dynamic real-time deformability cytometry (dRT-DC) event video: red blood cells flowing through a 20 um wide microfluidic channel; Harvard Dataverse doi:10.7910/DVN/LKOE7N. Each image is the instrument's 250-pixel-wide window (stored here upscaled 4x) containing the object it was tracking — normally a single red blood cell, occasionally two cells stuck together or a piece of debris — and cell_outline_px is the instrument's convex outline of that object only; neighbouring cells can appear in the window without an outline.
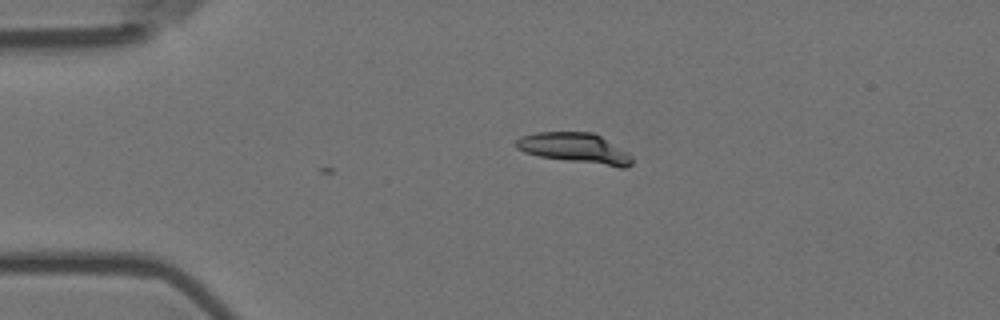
{"species": "Egyptian fruit bat (a non-hibernating species)", "species_latin": "Rousettus aegyptiacus", "temperature_condition": "room temperature", "stored_images_in_passage": 23, "camera_frame_rate_fps": 3000, "um_per_image_px": 0.085, "animal": {"sex": "female"}, "frame": {"image": 1, "passage_image": 1, "time_ms": 0.0, "image_size_px": [1000, 320], "cell_outline_px": [[632, 164], [624, 168], [620, 168], [540, 156], [524, 152], [516, 148], [516, 140], [520, 136], [536, 132], [592, 132], [600, 136], [628, 152], [632, 156]], "centroid_in_image_um": [48.88, 12.59], "position_along_channel_um": 36.1, "area_um2": 20.35}}
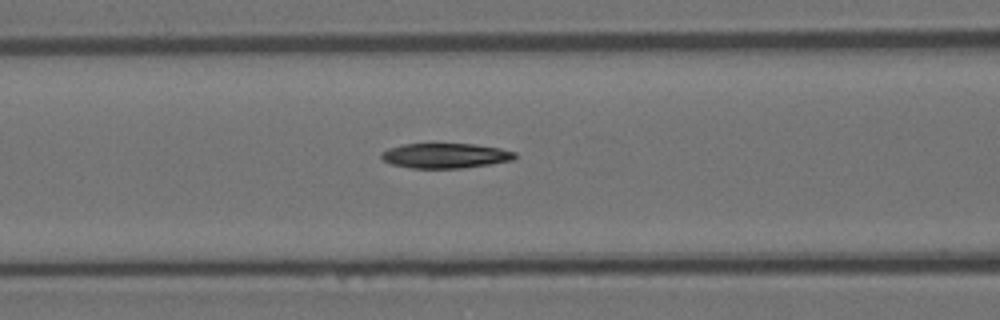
{"frame": {"image": 2, "passage_image": 12, "time_ms": 3.667, "image_size_px": [1000, 320], "cell_outline_px": [[516, 156], [512, 160], [488, 164], [460, 168], [412, 168], [392, 164], [384, 160], [380, 156], [380, 152], [388, 148], [404, 144], [476, 144], [500, 148], [516, 152]], "centroid_in_image_um": [37.84, 13.22], "position_along_channel_um": 128.8, "area_um2": 19.31}}
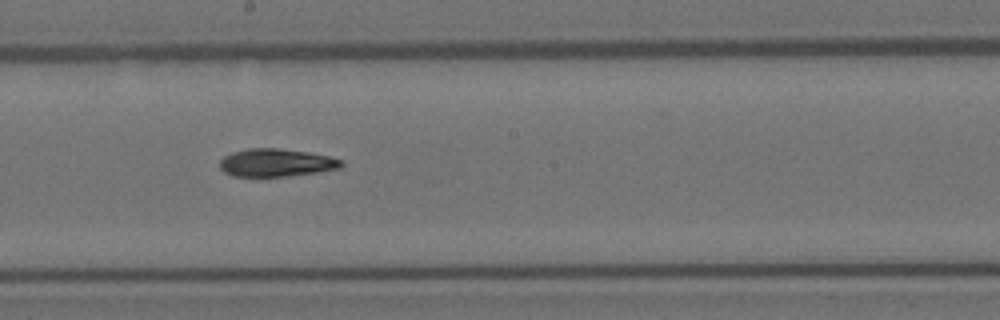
{"frame": {"image": 3, "passage_image": 20, "time_ms": 6.333, "image_size_px": [1000, 320], "cell_outline_px": [[344, 164], [340, 168], [320, 172], [288, 176], [232, 176], [224, 172], [220, 168], [220, 160], [224, 156], [232, 152], [248, 148], [276, 148], [308, 152], [328, 156], [344, 160]], "centroid_in_image_um": [23.49, 13.83], "position_along_channel_um": 224.7, "area_um2": 19.83}}